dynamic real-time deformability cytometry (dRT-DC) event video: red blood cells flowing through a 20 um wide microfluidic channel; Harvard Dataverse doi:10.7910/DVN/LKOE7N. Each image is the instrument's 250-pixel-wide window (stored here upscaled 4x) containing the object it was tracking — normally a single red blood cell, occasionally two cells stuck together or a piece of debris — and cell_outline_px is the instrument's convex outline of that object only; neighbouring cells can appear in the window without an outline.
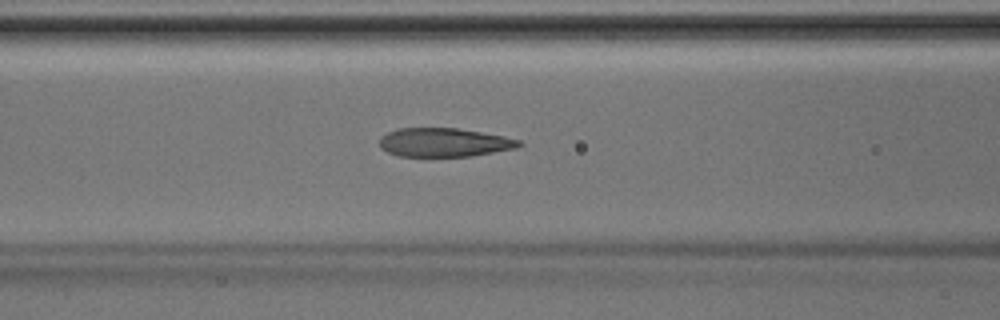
{"species": "Egyptian fruit bat (a non-hibernating species)", "species_latin": "Rousettus aegyptiacus", "temperature_condition": "room temperature", "stored_images_in_passage": 41, "camera_frame_rate_fps": 3000, "um_per_image_px": 0.085, "animal": {"sex": "male"}, "frame": {"image": 1, "passage_image": 15, "time_ms": 4.667, "image_size_px": [1000, 320], "cell_outline_px": [[524, 144], [516, 148], [472, 156], [400, 156], [388, 152], [380, 148], [380, 136], [396, 128], [456, 128], [504, 136], [520, 140]], "centroid_in_image_um": [37.74, 12.1], "position_along_channel_um": 128.9, "area_um2": 23.35}}
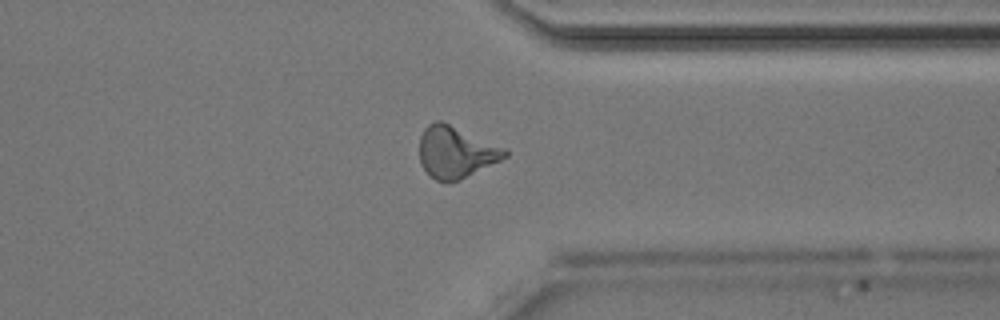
{"frame": {"image": 2, "passage_image": 31, "time_ms": 10.0, "image_size_px": [1000, 320], "cell_outline_px": [[508, 156], [460, 180], [436, 180], [420, 164], [420, 136], [424, 128], [428, 124], [436, 120], [440, 120], [508, 148]], "centroid_in_image_um": [38.77, 12.9], "position_along_channel_um": 372.6, "area_um2": 25.55}}
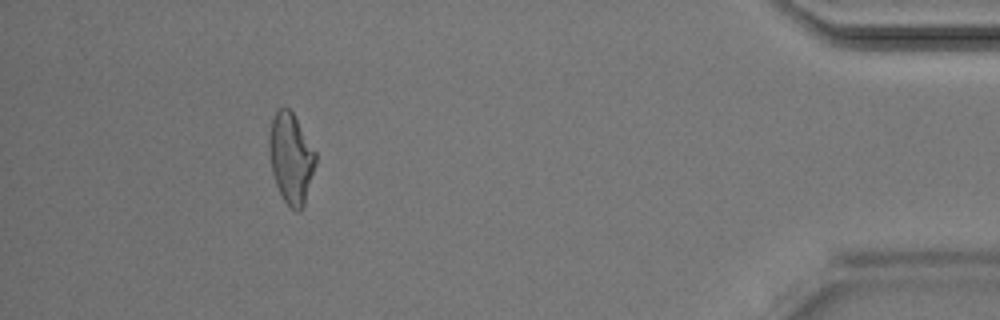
{"frame": {"image": 3, "passage_image": 37, "time_ms": 12.0, "image_size_px": [1000, 320], "cell_outline_px": [[316, 164], [304, 204], [300, 212], [296, 212], [284, 200], [276, 184], [272, 172], [268, 152], [268, 140], [272, 120], [276, 108], [288, 108], [292, 112], [316, 152]], "centroid_in_image_um": [24.72, 13.44], "position_along_channel_um": 410.5, "area_um2": 24.39}}